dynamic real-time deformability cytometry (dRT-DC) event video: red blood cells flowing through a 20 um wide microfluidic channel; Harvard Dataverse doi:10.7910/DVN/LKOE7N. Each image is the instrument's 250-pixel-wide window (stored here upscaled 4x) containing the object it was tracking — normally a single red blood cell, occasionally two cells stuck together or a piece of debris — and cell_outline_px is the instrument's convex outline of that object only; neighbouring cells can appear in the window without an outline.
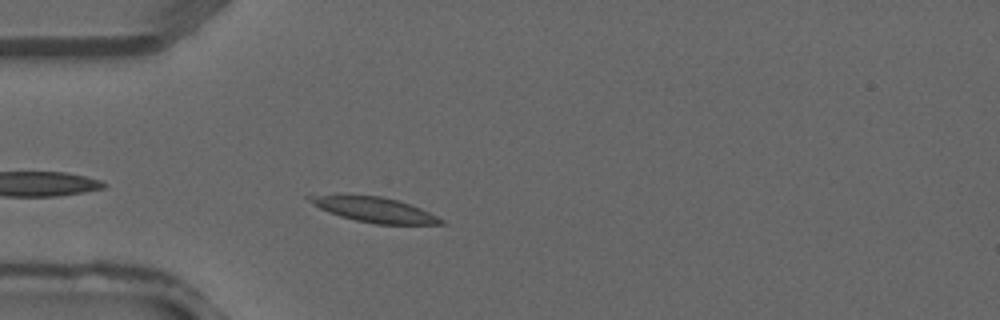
{"species": "common noctule bat (a hibernating species)", "species_latin": "Nyctalus noctula", "temperature_condition": "warm", "stored_images_in_passage": 3, "camera_frame_rate_fps": 3000, "um_per_image_px": 0.085, "animal": {"sex": "male", "forearm_length_mm": 52.5}, "frame": {"image": 1, "passage_image": 3, "time_ms": 0.667, "image_size_px": [1000, 320], "cell_outline_px": [[444, 224], [376, 224], [356, 220], [340, 216], [328, 212], [320, 208], [304, 196], [380, 196], [396, 200], [420, 208], [444, 220]], "centroid_in_image_um": [31.87, 17.85], "position_along_channel_um": 53.1, "area_um2": 18.38}}